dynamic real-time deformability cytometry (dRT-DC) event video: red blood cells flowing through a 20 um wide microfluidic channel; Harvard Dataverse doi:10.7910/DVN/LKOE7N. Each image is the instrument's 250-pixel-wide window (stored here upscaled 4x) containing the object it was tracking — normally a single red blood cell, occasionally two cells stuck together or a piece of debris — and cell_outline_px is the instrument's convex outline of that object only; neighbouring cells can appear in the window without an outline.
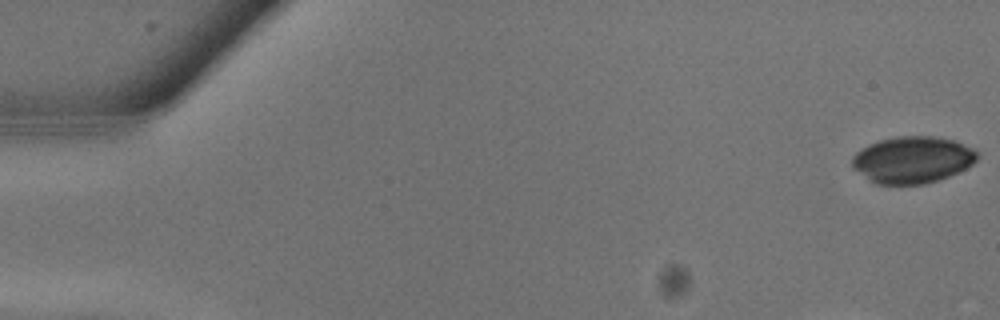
{"species": "common noctule bat (a hibernating species)", "species_latin": "Nyctalus noctula", "temperature_condition": "warm", "stored_images_in_passage": 27, "camera_frame_rate_fps": 3000, "um_per_image_px": 0.085, "animal": {"sex": "male", "body_mass_g": 13.3}, "frame": {"image": 1, "passage_image": 1, "time_ms": 0.0, "image_size_px": [1000, 320], "cell_outline_px": [[976, 160], [972, 164], [940, 180], [924, 184], [876, 184], [852, 168], [852, 156], [856, 152], [868, 144], [880, 140], [900, 136], [932, 136], [956, 140], [972, 148], [976, 152]], "centroid_in_image_um": [77.53, 13.57], "position_along_channel_um": 7.5, "area_um2": 33.93}}
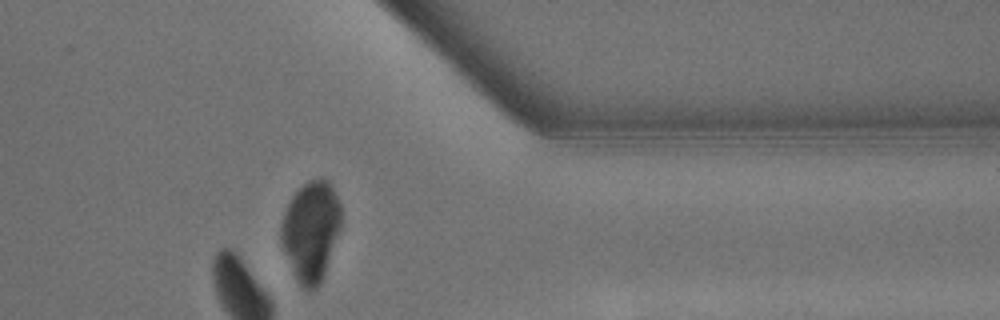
{"frame": {"image": 2, "passage_image": 22, "time_ms": 7.0, "image_size_px": [1000, 320], "cell_outline_px": [[340, 228], [324, 276], [320, 284], [316, 288], [304, 288], [296, 280], [280, 244], [280, 224], [284, 212], [292, 196], [308, 180], [328, 180], [340, 204]], "centroid_in_image_um": [26.4, 19.66], "position_along_channel_um": 385.0, "area_um2": 34.68}}
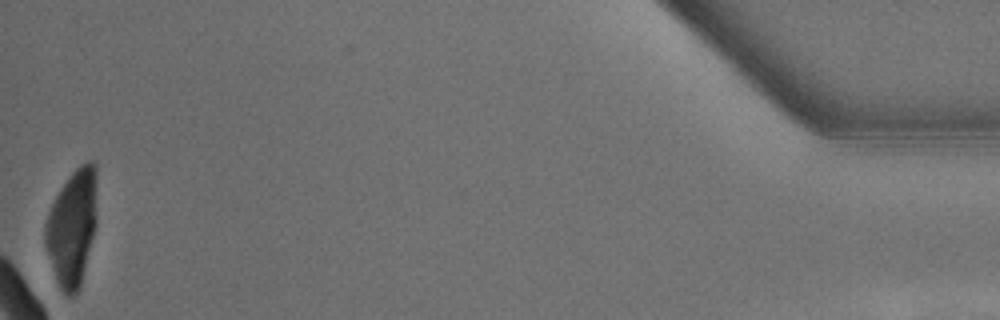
{"frame": {"image": 3, "passage_image": 27, "time_ms": 8.667, "image_size_px": [1000, 320], "cell_outline_px": [[96, 224], [80, 288], [72, 296], [68, 296], [60, 288], [56, 280], [44, 244], [44, 224], [48, 212], [60, 188], [72, 172], [80, 164], [88, 160], [92, 160], [96, 164]], "centroid_in_image_um": [6.13, 19.31], "position_along_channel_um": 429.1, "area_um2": 35.2}}